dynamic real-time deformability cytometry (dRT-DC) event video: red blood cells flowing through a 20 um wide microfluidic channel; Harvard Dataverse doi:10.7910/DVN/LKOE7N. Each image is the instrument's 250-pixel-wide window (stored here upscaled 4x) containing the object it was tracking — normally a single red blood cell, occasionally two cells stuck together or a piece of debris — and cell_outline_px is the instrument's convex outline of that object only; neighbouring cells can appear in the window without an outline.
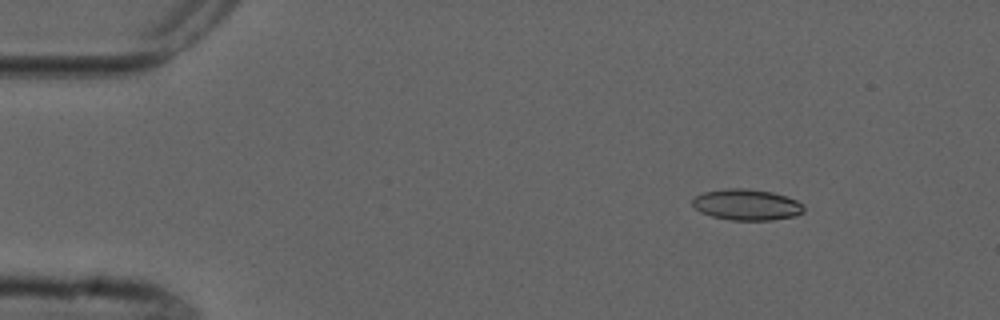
{"species": "common noctule bat (a hibernating species)", "species_latin": "Nyctalus noctula", "temperature_condition": "cold", "stored_images_in_passage": 9, "camera_frame_rate_fps": 3000, "um_per_image_px": 0.085, "animal": {"sex": "male", "forearm_length_mm": 52.5}, "frame": {"image": 1, "passage_image": 2, "time_ms": 1.333, "image_size_px": [1000, 320], "cell_outline_px": [[804, 212], [796, 216], [772, 220], [732, 220], [712, 216], [700, 212], [692, 204], [692, 200], [696, 196], [704, 192], [728, 188], [748, 188], [772, 192], [796, 200], [804, 204]], "centroid_in_image_um": [63.49, 17.4], "position_along_channel_um": 21.5, "area_um2": 20.17}}
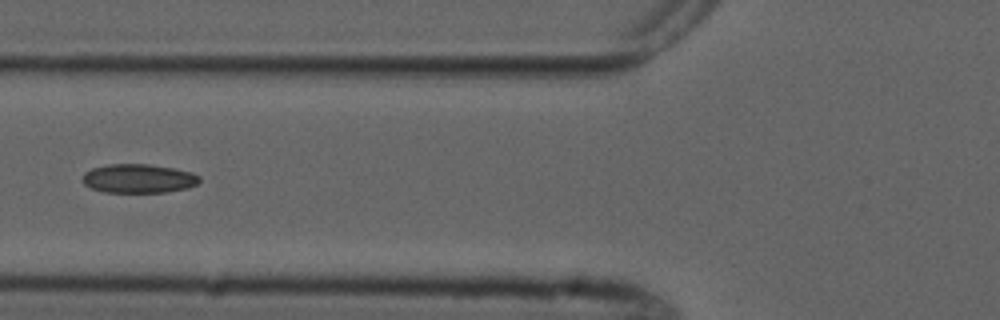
{"frame": {"image": 2, "passage_image": 6, "time_ms": 6.0, "image_size_px": [1000, 320], "cell_outline_px": [[200, 180], [196, 184], [188, 188], [164, 192], [104, 192], [92, 188], [84, 184], [84, 172], [92, 168], [108, 164], [152, 164], [176, 168], [192, 172], [200, 176]], "centroid_in_image_um": [11.81, 15.16], "position_along_channel_um": 114.0, "area_um2": 19.77}}
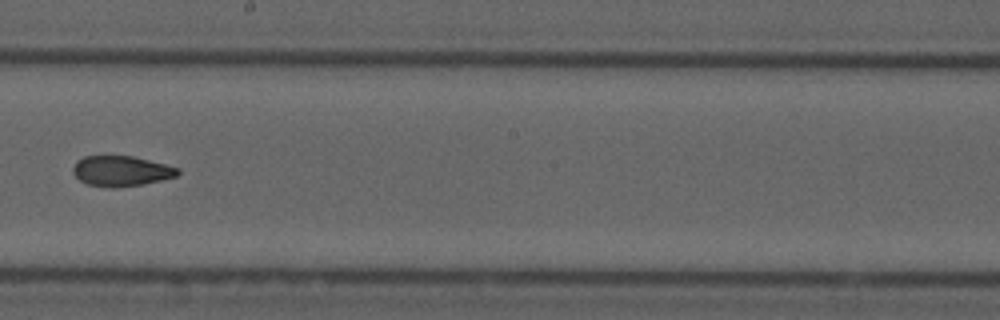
{"frame": {"image": 3, "passage_image": 9, "time_ms": 9.333, "image_size_px": [1000, 320], "cell_outline_px": [[180, 172], [176, 176], [144, 184], [116, 188], [112, 188], [88, 184], [80, 180], [72, 172], [72, 168], [76, 160], [84, 156], [132, 156], [180, 168]], "centroid_in_image_um": [10.28, 14.54], "position_along_channel_um": 237.9, "area_um2": 18.5}}